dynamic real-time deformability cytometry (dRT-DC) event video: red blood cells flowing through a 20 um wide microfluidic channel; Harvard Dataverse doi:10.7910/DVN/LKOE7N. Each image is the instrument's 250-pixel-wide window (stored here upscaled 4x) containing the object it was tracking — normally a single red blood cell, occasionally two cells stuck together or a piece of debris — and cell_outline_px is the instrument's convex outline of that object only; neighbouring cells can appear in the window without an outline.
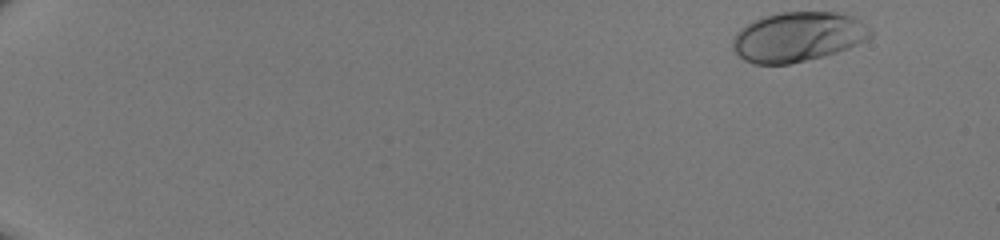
{"species": "human", "species_latin": "Homo sapiens", "temperature_condition": "room temperature", "stored_images_in_passage": 47, "camera_frame_rate_fps": 3000, "um_per_image_px": 0.085, "donor": {"sex": "male"}, "frame": {"image": 1, "passage_image": 1, "time_ms": 0.0, "image_size_px": [1000, 240], "cell_outline_px": [[872, 36], [848, 48], [824, 56], [788, 64], [752, 64], [744, 60], [732, 48], [732, 40], [736, 32], [740, 28], [752, 20], [760, 16], [780, 12], [836, 12], [852, 16], [860, 20], [872, 28]], "centroid_in_image_um": [67.8, 3.12], "position_along_channel_um": 17.2, "area_um2": 40.17}}
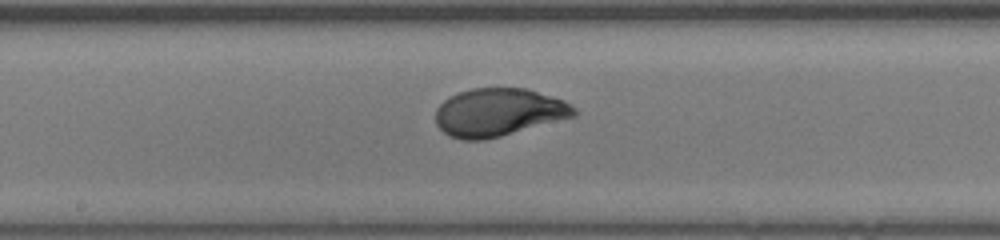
{"frame": {"image": 2, "passage_image": 27, "time_ms": 8.667, "image_size_px": [1000, 240], "cell_outline_px": [[576, 116], [500, 136], [484, 140], [460, 140], [448, 136], [436, 124], [436, 108], [448, 96], [472, 88], [524, 88], [552, 96], [564, 100], [572, 104], [576, 108]], "centroid_in_image_um": [42.36, 9.55], "position_along_channel_um": 205.8, "area_um2": 38.73}}
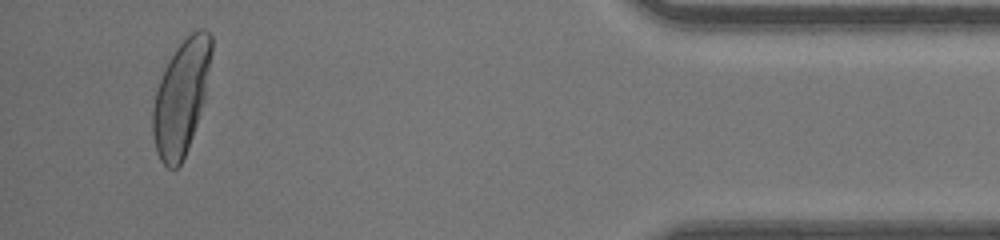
{"frame": {"image": 3, "passage_image": 45, "time_ms": 14.667, "image_size_px": [1000, 240], "cell_outline_px": [[212, 52], [204, 100], [188, 148], [180, 164], [176, 168], [168, 168], [160, 160], [156, 152], [152, 132], [152, 112], [156, 92], [160, 80], [168, 60], [176, 48], [192, 32], [200, 28], [204, 28], [212, 36]], "centroid_in_image_um": [15.4, 8.26], "position_along_channel_um": 419.8, "area_um2": 38.73}}